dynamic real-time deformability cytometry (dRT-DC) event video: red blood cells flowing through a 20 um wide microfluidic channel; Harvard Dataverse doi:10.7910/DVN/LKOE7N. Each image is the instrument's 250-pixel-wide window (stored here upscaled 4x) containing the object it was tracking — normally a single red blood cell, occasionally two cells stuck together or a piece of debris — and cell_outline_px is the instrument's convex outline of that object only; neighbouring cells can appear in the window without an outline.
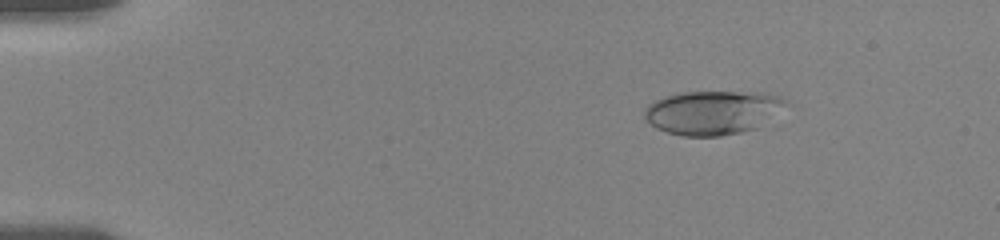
{"species": "human", "species_latin": "Homo sapiens", "temperature_condition": "room temperature", "stored_images_in_passage": 57, "camera_frame_rate_fps": 3000, "um_per_image_px": 0.085, "donor": {"sex": "female"}, "frame": {"image": 1, "passage_image": 9, "time_ms": 2.667, "image_size_px": [1000, 240], "cell_outline_px": [[792, 104], [756, 128], [740, 132], [720, 136], [684, 136], [668, 132], [656, 128], [644, 116], [644, 108], [648, 104], [664, 96], [684, 92], [760, 92], [784, 96]], "centroid_in_image_um": [60.65, 9.54], "position_along_channel_um": 24.4, "area_um2": 36.47}}
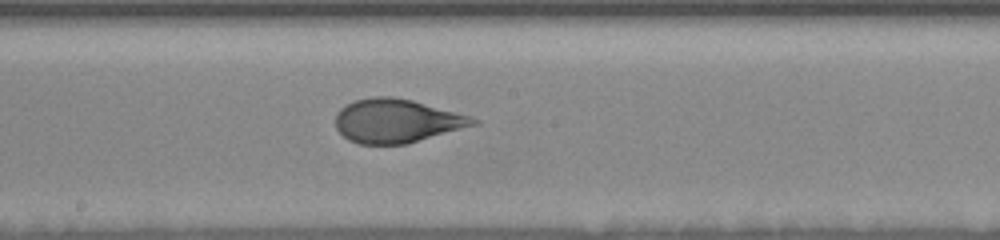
{"frame": {"image": 2, "passage_image": 32, "time_ms": 10.333, "image_size_px": [1000, 240], "cell_outline_px": [[480, 124], [408, 144], [360, 144], [348, 140], [336, 128], [336, 112], [340, 108], [356, 100], [376, 96], [392, 96], [412, 100], [472, 116], [480, 120]], "centroid_in_image_um": [33.76, 10.28], "position_along_channel_um": 214.4, "area_um2": 35.32}}
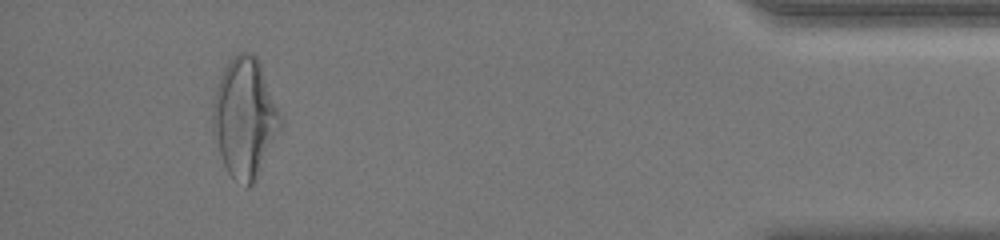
{"frame": {"image": 3, "passage_image": 53, "time_ms": 17.333, "image_size_px": [1000, 240], "cell_outline_px": [[280, 128], [260, 172], [252, 184], [248, 188], [232, 176], [228, 172], [224, 164], [212, 136], [212, 104], [216, 88], [220, 76], [224, 68], [232, 56], [236, 52], [252, 52], [260, 60], [280, 112]], "centroid_in_image_um": [20.78, 9.96], "position_along_channel_um": 414.4, "area_um2": 47.22}, "authors_computed_cell_mechanics": {"area_um2": 36.2406, "velocity_mm_per_s": 3.6143, "shape_relaxation_time_tau1_ms": 4.5188, "shape_relaxation_time_tau2_ms": 0.7426, "deformation_change_tau1": 0.167, "deformation_change_tau2": 0.0734}}